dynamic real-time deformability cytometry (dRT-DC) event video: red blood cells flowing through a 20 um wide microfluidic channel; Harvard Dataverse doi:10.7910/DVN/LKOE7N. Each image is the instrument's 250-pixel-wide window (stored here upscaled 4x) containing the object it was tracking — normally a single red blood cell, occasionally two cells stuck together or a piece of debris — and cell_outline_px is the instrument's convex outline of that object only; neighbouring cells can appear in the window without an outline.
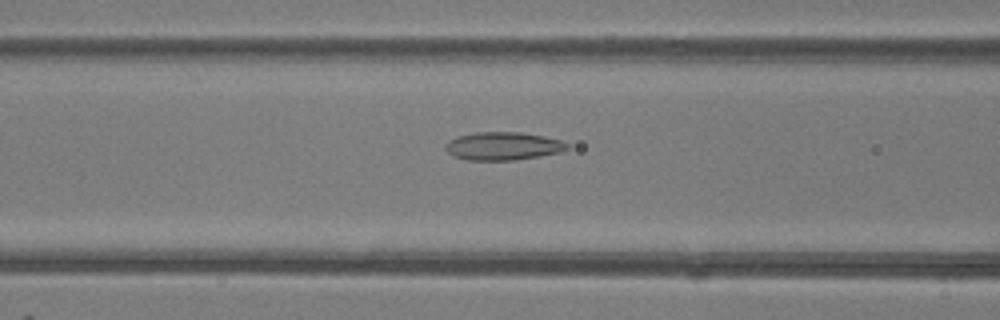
{"species": "common noctule bat (a hibernating species)", "species_latin": "Nyctalus noctula", "temperature_condition": "room temperature", "stored_images_in_passage": 34, "camera_frame_rate_fps": 3000, "um_per_image_px": 0.085, "animal": {"sex": "female"}, "frame": {"image": 1, "passage_image": 5, "time_ms": 1.333, "image_size_px": [1000, 320], "cell_outline_px": [[568, 148], [560, 152], [540, 156], [516, 160], [468, 160], [452, 156], [444, 148], [444, 144], [448, 140], [456, 136], [476, 132], [520, 132], [544, 136], [560, 140], [568, 144]], "centroid_in_image_um": [42.71, 12.41], "position_along_channel_um": 123.9, "area_um2": 20.06}}
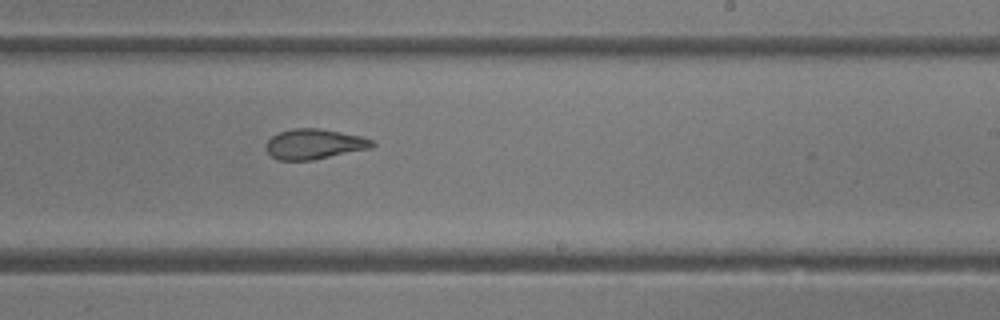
{"frame": {"image": 2, "passage_image": 15, "time_ms": 4.667, "image_size_px": [1000, 320], "cell_outline_px": [[376, 144], [372, 148], [312, 160], [276, 160], [264, 148], [264, 144], [272, 136], [280, 132], [292, 128], [320, 128], [360, 136], [372, 140]], "centroid_in_image_um": [26.69, 12.25], "position_along_channel_um": 262.3, "area_um2": 18.73}}
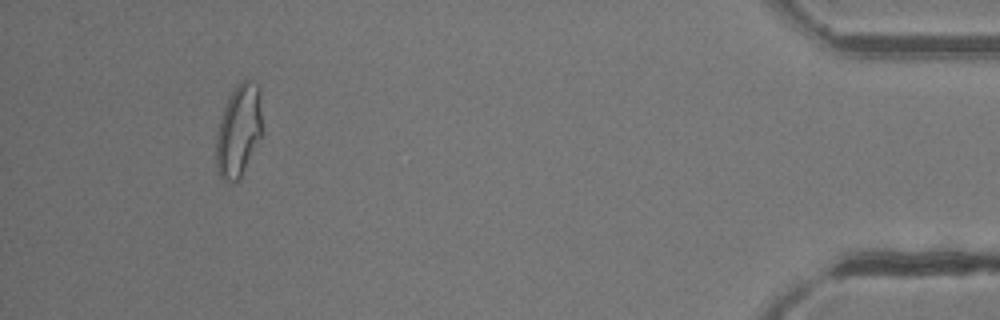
{"frame": {"image": 3, "passage_image": 31, "time_ms": 10.0, "image_size_px": [1000, 320], "cell_outline_px": [[264, 132], [240, 180], [236, 184], [232, 184], [224, 180], [220, 176], [216, 168], [216, 136], [220, 120], [228, 96], [240, 80], [252, 80], [260, 88]], "centroid_in_image_um": [20.32, 11.12], "position_along_channel_um": 414.9, "area_um2": 25.72}, "authors_computed_cell_mechanics": {"area_um2": 20.0566, "velocity_mm_per_s": 4.1627, "shape_relaxation_time_tau1_ms": null, "shape_relaxation_time_tau2_ms": 1.5105, "deformation_change_tau1": null, "deformation_change_tau2": 0.086}}